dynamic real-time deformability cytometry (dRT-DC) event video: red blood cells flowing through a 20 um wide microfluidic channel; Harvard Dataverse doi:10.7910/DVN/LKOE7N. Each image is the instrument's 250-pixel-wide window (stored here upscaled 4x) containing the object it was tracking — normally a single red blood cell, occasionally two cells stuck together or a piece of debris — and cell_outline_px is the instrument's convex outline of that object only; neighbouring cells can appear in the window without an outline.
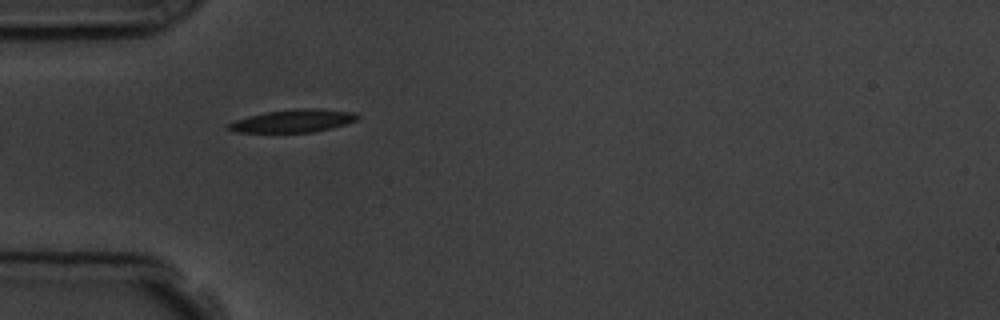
{"species": "common noctule bat (a hibernating species)", "species_latin": "Nyctalus noctula", "temperature_condition": "room temperature", "stored_images_in_passage": 6, "camera_frame_rate_fps": 3000, "um_per_image_px": 0.085, "animal": {"sex": "male", "body_mass_g": 19.5, "forearm_length_mm": 54.6}, "frame": {"image": 1, "passage_image": 5, "time_ms": 5.0, "image_size_px": [1000, 320], "cell_outline_px": [[360, 116], [356, 120], [332, 128], [312, 132], [236, 132], [228, 128], [228, 124], [236, 120], [248, 116], [268, 112], [300, 108], [320, 108], [356, 112]], "centroid_in_image_um": [24.98, 10.26], "position_along_channel_um": 60.0, "area_um2": 16.99}}